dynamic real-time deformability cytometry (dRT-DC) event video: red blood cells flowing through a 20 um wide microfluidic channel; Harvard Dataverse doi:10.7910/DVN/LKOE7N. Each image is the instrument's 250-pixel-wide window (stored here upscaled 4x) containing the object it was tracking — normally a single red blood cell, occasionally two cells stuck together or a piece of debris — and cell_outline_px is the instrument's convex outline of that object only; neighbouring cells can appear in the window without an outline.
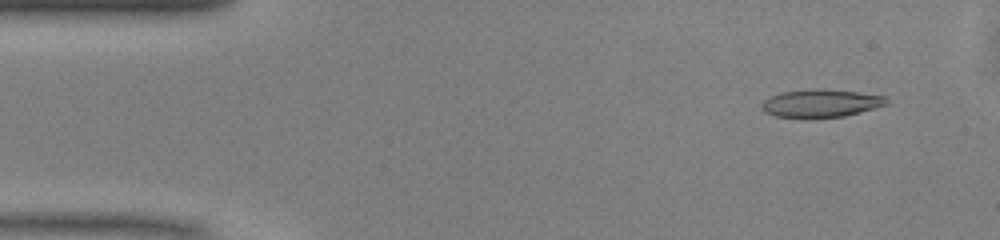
{"species": "common noctule bat (a hibernating species)", "species_latin": "Nyctalus noctula", "temperature_condition": "warm", "stored_images_in_passage": 49, "camera_frame_rate_fps": 3000, "um_per_image_px": 0.085, "animal": {"sex": "male", "body_mass_g": 13.0, "forearm_length_mm": 53.1}, "frame": {"image": 1, "passage_image": 4, "time_ms": 1.0, "image_size_px": [1000, 240], "cell_outline_px": [[888, 104], [860, 112], [844, 116], [776, 116], [764, 112], [760, 108], [760, 104], [764, 100], [780, 92], [812, 88], [824, 88], [856, 92], [884, 96], [888, 100]], "centroid_in_image_um": [69.75, 8.74], "position_along_channel_um": 15.2, "area_um2": 19.94}}
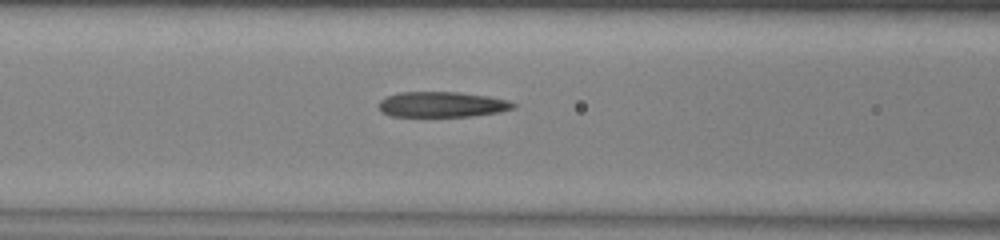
{"frame": {"image": 2, "passage_image": 19, "time_ms": 6.0, "image_size_px": [1000, 240], "cell_outline_px": [[516, 108], [500, 112], [472, 116], [392, 116], [380, 112], [376, 104], [380, 100], [388, 96], [400, 92], [460, 92], [488, 96], [508, 100], [516, 104]], "centroid_in_image_um": [37.56, 8.88], "position_along_channel_um": 129.0, "area_um2": 20.11}}
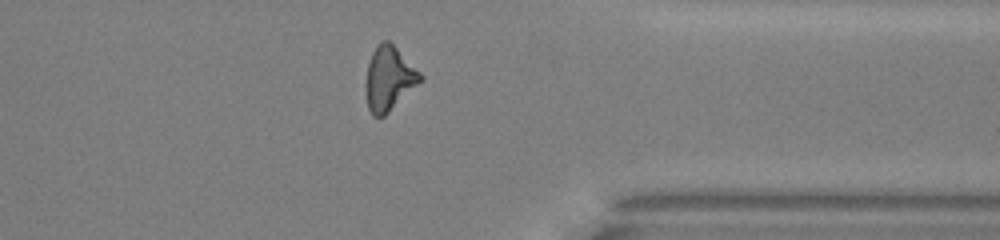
{"frame": {"image": 3, "passage_image": 38, "time_ms": 12.333, "image_size_px": [1000, 240], "cell_outline_px": [[424, 80], [384, 116], [372, 116], [368, 108], [364, 84], [368, 64], [372, 52], [376, 44], [380, 40], [388, 40], [424, 76]], "centroid_in_image_um": [33.05, 6.68], "position_along_channel_um": 378.3, "area_um2": 20.58}, "authors_computed_cell_mechanics": {"area_um2": 20.4612, "velocity_mm_per_s": 4.1311, "shape_relaxation_time_tau1_ms": 6.8713, "shape_relaxation_time_tau2_ms": 4.9102, "deformation_change_tau1": 0.2123, "deformation_change_tau2": 0.1922}}